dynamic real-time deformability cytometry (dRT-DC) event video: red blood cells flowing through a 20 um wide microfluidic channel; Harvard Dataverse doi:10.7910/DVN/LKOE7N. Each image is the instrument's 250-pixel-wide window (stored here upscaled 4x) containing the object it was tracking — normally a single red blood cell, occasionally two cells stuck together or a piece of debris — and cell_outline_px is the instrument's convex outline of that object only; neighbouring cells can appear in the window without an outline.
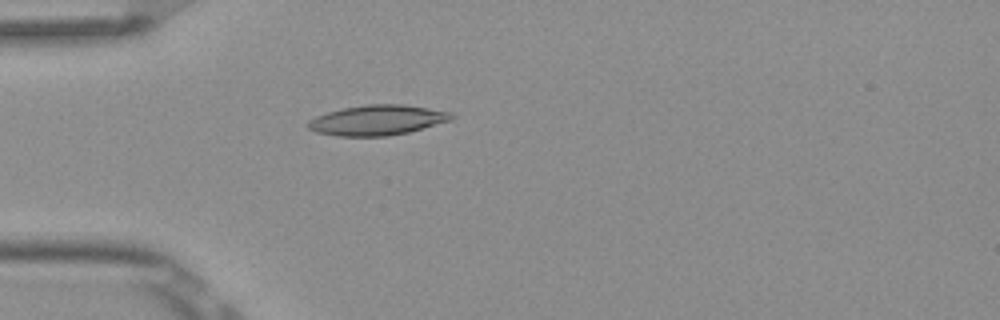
{"species": "Egyptian fruit bat (a non-hibernating species)", "species_latin": "Rousettus aegyptiacus", "temperature_condition": "room temperature", "stored_images_in_passage": 1, "camera_frame_rate_fps": 3000, "um_per_image_px": 0.085, "frame": {"image": 1, "passage_image": 1, "time_ms": 0.0, "image_size_px": [1000, 320], "cell_outline_px": [[456, 116], [452, 120], [408, 132], [388, 136], [340, 136], [316, 132], [308, 128], [304, 124], [308, 120], [316, 116], [328, 112], [344, 108], [368, 104], [404, 104], [452, 112]], "centroid_in_image_um": [32.07, 10.21], "position_along_channel_um": 52.9, "area_um2": 25.26}}